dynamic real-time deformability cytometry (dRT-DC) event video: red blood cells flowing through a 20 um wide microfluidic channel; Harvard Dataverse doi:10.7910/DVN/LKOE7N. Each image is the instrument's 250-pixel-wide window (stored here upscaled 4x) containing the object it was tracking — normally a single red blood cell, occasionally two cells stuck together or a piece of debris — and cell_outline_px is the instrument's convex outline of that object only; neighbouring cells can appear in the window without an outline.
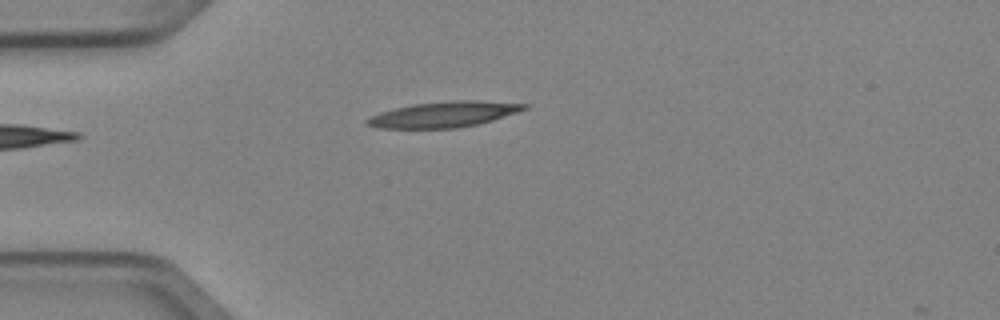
{"species": "Egyptian fruit bat (a non-hibernating species)", "species_latin": "Rousettus aegyptiacus", "temperature_condition": "cold", "stored_images_in_passage": 3, "camera_frame_rate_fps": 3000, "um_per_image_px": 0.085, "animal": {"sex": "female"}, "frame": {"image": 1, "passage_image": 3, "time_ms": 0.667, "image_size_px": [1000, 320], "cell_outline_px": [[528, 108], [492, 120], [476, 124], [456, 128], [376, 128], [364, 124], [364, 120], [380, 112], [412, 104], [452, 100], [480, 100], [528, 104]], "centroid_in_image_um": [37.69, 9.72], "position_along_channel_um": 47.3, "area_um2": 23.41}}